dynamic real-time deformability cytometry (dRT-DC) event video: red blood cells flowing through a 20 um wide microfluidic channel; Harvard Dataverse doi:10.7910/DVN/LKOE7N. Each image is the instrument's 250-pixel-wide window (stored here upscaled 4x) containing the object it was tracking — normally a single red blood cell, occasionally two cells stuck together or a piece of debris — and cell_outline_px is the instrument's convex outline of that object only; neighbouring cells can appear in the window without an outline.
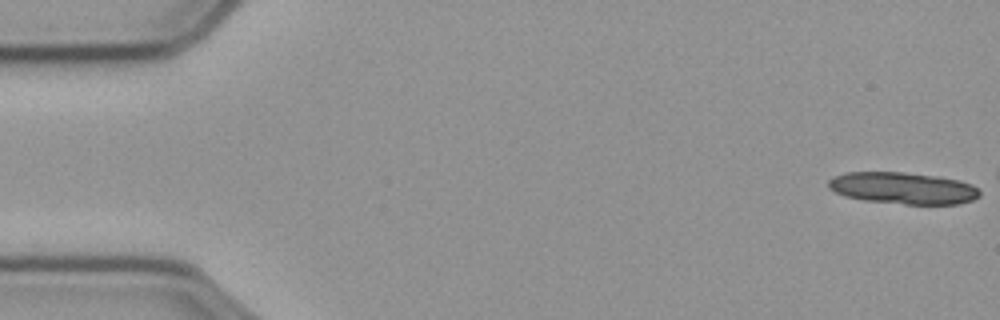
{"species": "common noctule bat (a hibernating species)", "species_latin": "Nyctalus noctula", "temperature_condition": "cold", "stored_images_in_passage": 3, "camera_frame_rate_fps": 3000, "um_per_image_px": 0.085, "animal": {"sex": "male", "body_mass_g": 23.1, "forearm_length_mm": 52.7}, "frame": {"image": 1, "passage_image": 1, "time_ms": 0.0, "image_size_px": [1000, 320], "cell_outline_px": [[980, 196], [972, 200], [960, 204], [904, 204], [864, 200], [844, 196], [828, 188], [828, 180], [832, 176], [844, 172], [904, 172], [936, 176], [960, 180], [972, 184], [980, 188]], "centroid_in_image_um": [76.76, 15.98], "position_along_channel_um": 8.2, "area_um2": 28.26}}